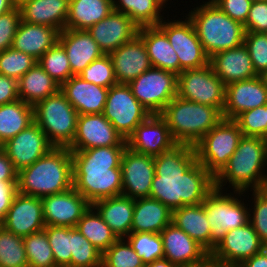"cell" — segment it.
<instances>
[{"label":"cell","instance_id":"cell-1","mask_svg":"<svg viewBox=\"0 0 267 267\" xmlns=\"http://www.w3.org/2000/svg\"><path fill=\"white\" fill-rule=\"evenodd\" d=\"M154 167L149 197L171 211L185 205L202 204L215 188L214 177L197 161L192 145L178 144L154 156Z\"/></svg>","mask_w":267,"mask_h":267},{"label":"cell","instance_id":"cell-2","mask_svg":"<svg viewBox=\"0 0 267 267\" xmlns=\"http://www.w3.org/2000/svg\"><path fill=\"white\" fill-rule=\"evenodd\" d=\"M127 146L71 151L73 187L90 204L122 195L121 158Z\"/></svg>","mask_w":267,"mask_h":267},{"label":"cell","instance_id":"cell-3","mask_svg":"<svg viewBox=\"0 0 267 267\" xmlns=\"http://www.w3.org/2000/svg\"><path fill=\"white\" fill-rule=\"evenodd\" d=\"M73 187V162L66 147H54L18 171L17 192L43 198Z\"/></svg>","mask_w":267,"mask_h":267},{"label":"cell","instance_id":"cell-4","mask_svg":"<svg viewBox=\"0 0 267 267\" xmlns=\"http://www.w3.org/2000/svg\"><path fill=\"white\" fill-rule=\"evenodd\" d=\"M266 165L267 139L243 136L228 163L214 177V186L222 190L229 182L231 184L229 187H233L234 194L240 196L249 190V187H251L250 190L262 189Z\"/></svg>","mask_w":267,"mask_h":267},{"label":"cell","instance_id":"cell-5","mask_svg":"<svg viewBox=\"0 0 267 267\" xmlns=\"http://www.w3.org/2000/svg\"><path fill=\"white\" fill-rule=\"evenodd\" d=\"M193 22L206 55L239 47L244 44L245 28L231 19L211 0L191 10L187 15Z\"/></svg>","mask_w":267,"mask_h":267},{"label":"cell","instance_id":"cell-6","mask_svg":"<svg viewBox=\"0 0 267 267\" xmlns=\"http://www.w3.org/2000/svg\"><path fill=\"white\" fill-rule=\"evenodd\" d=\"M178 144L194 146L222 119L216 108L174 97L159 114Z\"/></svg>","mask_w":267,"mask_h":267},{"label":"cell","instance_id":"cell-7","mask_svg":"<svg viewBox=\"0 0 267 267\" xmlns=\"http://www.w3.org/2000/svg\"><path fill=\"white\" fill-rule=\"evenodd\" d=\"M78 112L59 90L33 106L34 122L54 147L68 148L75 137Z\"/></svg>","mask_w":267,"mask_h":267},{"label":"cell","instance_id":"cell-8","mask_svg":"<svg viewBox=\"0 0 267 267\" xmlns=\"http://www.w3.org/2000/svg\"><path fill=\"white\" fill-rule=\"evenodd\" d=\"M242 137L237 122L223 118L194 145L197 161L215 177L228 163Z\"/></svg>","mask_w":267,"mask_h":267},{"label":"cell","instance_id":"cell-9","mask_svg":"<svg viewBox=\"0 0 267 267\" xmlns=\"http://www.w3.org/2000/svg\"><path fill=\"white\" fill-rule=\"evenodd\" d=\"M223 191L214 188L202 203L211 228L210 253L228 231L249 222L250 212L244 202L236 195L223 194Z\"/></svg>","mask_w":267,"mask_h":267},{"label":"cell","instance_id":"cell-10","mask_svg":"<svg viewBox=\"0 0 267 267\" xmlns=\"http://www.w3.org/2000/svg\"><path fill=\"white\" fill-rule=\"evenodd\" d=\"M177 96L216 107L222 113L225 105V85L209 63L201 68L183 70L178 75Z\"/></svg>","mask_w":267,"mask_h":267},{"label":"cell","instance_id":"cell-11","mask_svg":"<svg viewBox=\"0 0 267 267\" xmlns=\"http://www.w3.org/2000/svg\"><path fill=\"white\" fill-rule=\"evenodd\" d=\"M102 114L124 140L151 115L133 95L128 84H116L109 88Z\"/></svg>","mask_w":267,"mask_h":267},{"label":"cell","instance_id":"cell-12","mask_svg":"<svg viewBox=\"0 0 267 267\" xmlns=\"http://www.w3.org/2000/svg\"><path fill=\"white\" fill-rule=\"evenodd\" d=\"M178 75L151 67L128 85L136 99L150 112L160 114L177 96Z\"/></svg>","mask_w":267,"mask_h":267},{"label":"cell","instance_id":"cell-13","mask_svg":"<svg viewBox=\"0 0 267 267\" xmlns=\"http://www.w3.org/2000/svg\"><path fill=\"white\" fill-rule=\"evenodd\" d=\"M157 26L166 34L178 56L180 73L183 70L197 69L209 64V57L202 48L193 22L189 17H186L185 21H169L168 19V22H165L162 20Z\"/></svg>","mask_w":267,"mask_h":267},{"label":"cell","instance_id":"cell-14","mask_svg":"<svg viewBox=\"0 0 267 267\" xmlns=\"http://www.w3.org/2000/svg\"><path fill=\"white\" fill-rule=\"evenodd\" d=\"M264 248L259 235L248 222L242 227L228 231L211 251L210 259L230 267H238Z\"/></svg>","mask_w":267,"mask_h":267},{"label":"cell","instance_id":"cell-15","mask_svg":"<svg viewBox=\"0 0 267 267\" xmlns=\"http://www.w3.org/2000/svg\"><path fill=\"white\" fill-rule=\"evenodd\" d=\"M120 166L122 195L132 199L149 197L155 175L154 157L134 152L126 147Z\"/></svg>","mask_w":267,"mask_h":267},{"label":"cell","instance_id":"cell-16","mask_svg":"<svg viewBox=\"0 0 267 267\" xmlns=\"http://www.w3.org/2000/svg\"><path fill=\"white\" fill-rule=\"evenodd\" d=\"M102 146H127V144L102 113L79 115L76 134L68 149L80 151Z\"/></svg>","mask_w":267,"mask_h":267},{"label":"cell","instance_id":"cell-17","mask_svg":"<svg viewBox=\"0 0 267 267\" xmlns=\"http://www.w3.org/2000/svg\"><path fill=\"white\" fill-rule=\"evenodd\" d=\"M126 144L134 152L153 157L178 145L172 137L166 121L159 114H151L140 123L127 138Z\"/></svg>","mask_w":267,"mask_h":267},{"label":"cell","instance_id":"cell-18","mask_svg":"<svg viewBox=\"0 0 267 267\" xmlns=\"http://www.w3.org/2000/svg\"><path fill=\"white\" fill-rule=\"evenodd\" d=\"M1 148L6 152L15 169L19 171L33 164L54 146L44 131L33 122L4 143Z\"/></svg>","mask_w":267,"mask_h":267},{"label":"cell","instance_id":"cell-19","mask_svg":"<svg viewBox=\"0 0 267 267\" xmlns=\"http://www.w3.org/2000/svg\"><path fill=\"white\" fill-rule=\"evenodd\" d=\"M45 226L76 227L91 204L74 187L41 198Z\"/></svg>","mask_w":267,"mask_h":267},{"label":"cell","instance_id":"cell-20","mask_svg":"<svg viewBox=\"0 0 267 267\" xmlns=\"http://www.w3.org/2000/svg\"><path fill=\"white\" fill-rule=\"evenodd\" d=\"M22 238L45 228L41 198L17 192L0 224Z\"/></svg>","mask_w":267,"mask_h":267},{"label":"cell","instance_id":"cell-21","mask_svg":"<svg viewBox=\"0 0 267 267\" xmlns=\"http://www.w3.org/2000/svg\"><path fill=\"white\" fill-rule=\"evenodd\" d=\"M165 259L179 267H197L210 258V253L173 223L160 232Z\"/></svg>","mask_w":267,"mask_h":267},{"label":"cell","instance_id":"cell-22","mask_svg":"<svg viewBox=\"0 0 267 267\" xmlns=\"http://www.w3.org/2000/svg\"><path fill=\"white\" fill-rule=\"evenodd\" d=\"M267 104V88L260 75L225 86L222 116L236 119L241 113Z\"/></svg>","mask_w":267,"mask_h":267},{"label":"cell","instance_id":"cell-23","mask_svg":"<svg viewBox=\"0 0 267 267\" xmlns=\"http://www.w3.org/2000/svg\"><path fill=\"white\" fill-rule=\"evenodd\" d=\"M138 30L139 27L128 15L113 10L107 17L95 23L87 31L102 52L109 54L122 44L131 41L138 34Z\"/></svg>","mask_w":267,"mask_h":267},{"label":"cell","instance_id":"cell-24","mask_svg":"<svg viewBox=\"0 0 267 267\" xmlns=\"http://www.w3.org/2000/svg\"><path fill=\"white\" fill-rule=\"evenodd\" d=\"M108 55L118 84H129L152 67L145 45L138 35Z\"/></svg>","mask_w":267,"mask_h":267},{"label":"cell","instance_id":"cell-25","mask_svg":"<svg viewBox=\"0 0 267 267\" xmlns=\"http://www.w3.org/2000/svg\"><path fill=\"white\" fill-rule=\"evenodd\" d=\"M58 42L66 51L73 76L104 55L87 30L64 29L59 32Z\"/></svg>","mask_w":267,"mask_h":267},{"label":"cell","instance_id":"cell-26","mask_svg":"<svg viewBox=\"0 0 267 267\" xmlns=\"http://www.w3.org/2000/svg\"><path fill=\"white\" fill-rule=\"evenodd\" d=\"M109 88L98 86L74 75L60 86V91L79 115L103 113Z\"/></svg>","mask_w":267,"mask_h":267},{"label":"cell","instance_id":"cell-27","mask_svg":"<svg viewBox=\"0 0 267 267\" xmlns=\"http://www.w3.org/2000/svg\"><path fill=\"white\" fill-rule=\"evenodd\" d=\"M209 63L225 86L258 76L244 44L215 53L209 58Z\"/></svg>","mask_w":267,"mask_h":267},{"label":"cell","instance_id":"cell-28","mask_svg":"<svg viewBox=\"0 0 267 267\" xmlns=\"http://www.w3.org/2000/svg\"><path fill=\"white\" fill-rule=\"evenodd\" d=\"M69 6L70 0H27L18 7L22 21L53 27L61 32L65 29Z\"/></svg>","mask_w":267,"mask_h":267},{"label":"cell","instance_id":"cell-29","mask_svg":"<svg viewBox=\"0 0 267 267\" xmlns=\"http://www.w3.org/2000/svg\"><path fill=\"white\" fill-rule=\"evenodd\" d=\"M59 31L53 27L20 21L13 38L12 48L38 60L57 42Z\"/></svg>","mask_w":267,"mask_h":267},{"label":"cell","instance_id":"cell-30","mask_svg":"<svg viewBox=\"0 0 267 267\" xmlns=\"http://www.w3.org/2000/svg\"><path fill=\"white\" fill-rule=\"evenodd\" d=\"M137 35L145 45L152 67L180 74L178 56L158 26L140 27Z\"/></svg>","mask_w":267,"mask_h":267},{"label":"cell","instance_id":"cell-31","mask_svg":"<svg viewBox=\"0 0 267 267\" xmlns=\"http://www.w3.org/2000/svg\"><path fill=\"white\" fill-rule=\"evenodd\" d=\"M135 199L119 195L91 204L118 239L130 234Z\"/></svg>","mask_w":267,"mask_h":267},{"label":"cell","instance_id":"cell-32","mask_svg":"<svg viewBox=\"0 0 267 267\" xmlns=\"http://www.w3.org/2000/svg\"><path fill=\"white\" fill-rule=\"evenodd\" d=\"M172 223V211L160 201L151 198L135 199L130 233H160Z\"/></svg>","mask_w":267,"mask_h":267},{"label":"cell","instance_id":"cell-33","mask_svg":"<svg viewBox=\"0 0 267 267\" xmlns=\"http://www.w3.org/2000/svg\"><path fill=\"white\" fill-rule=\"evenodd\" d=\"M172 223L210 253L211 228L203 204L185 205L173 210Z\"/></svg>","mask_w":267,"mask_h":267},{"label":"cell","instance_id":"cell-34","mask_svg":"<svg viewBox=\"0 0 267 267\" xmlns=\"http://www.w3.org/2000/svg\"><path fill=\"white\" fill-rule=\"evenodd\" d=\"M17 84L19 99L31 106L60 90V85L37 62Z\"/></svg>","mask_w":267,"mask_h":267},{"label":"cell","instance_id":"cell-35","mask_svg":"<svg viewBox=\"0 0 267 267\" xmlns=\"http://www.w3.org/2000/svg\"><path fill=\"white\" fill-rule=\"evenodd\" d=\"M113 10L112 0H70L65 29L88 30Z\"/></svg>","mask_w":267,"mask_h":267},{"label":"cell","instance_id":"cell-36","mask_svg":"<svg viewBox=\"0 0 267 267\" xmlns=\"http://www.w3.org/2000/svg\"><path fill=\"white\" fill-rule=\"evenodd\" d=\"M34 122L33 106L18 99L0 106V145Z\"/></svg>","mask_w":267,"mask_h":267},{"label":"cell","instance_id":"cell-37","mask_svg":"<svg viewBox=\"0 0 267 267\" xmlns=\"http://www.w3.org/2000/svg\"><path fill=\"white\" fill-rule=\"evenodd\" d=\"M76 228L102 254L118 239L92 206L83 214Z\"/></svg>","mask_w":267,"mask_h":267},{"label":"cell","instance_id":"cell-38","mask_svg":"<svg viewBox=\"0 0 267 267\" xmlns=\"http://www.w3.org/2000/svg\"><path fill=\"white\" fill-rule=\"evenodd\" d=\"M112 1L114 10L128 15L139 28L157 26L164 19L160 14L164 7L157 0Z\"/></svg>","mask_w":267,"mask_h":267},{"label":"cell","instance_id":"cell-39","mask_svg":"<svg viewBox=\"0 0 267 267\" xmlns=\"http://www.w3.org/2000/svg\"><path fill=\"white\" fill-rule=\"evenodd\" d=\"M0 267H29L23 238L0 225Z\"/></svg>","mask_w":267,"mask_h":267},{"label":"cell","instance_id":"cell-40","mask_svg":"<svg viewBox=\"0 0 267 267\" xmlns=\"http://www.w3.org/2000/svg\"><path fill=\"white\" fill-rule=\"evenodd\" d=\"M29 267H57L45 230L23 238Z\"/></svg>","mask_w":267,"mask_h":267},{"label":"cell","instance_id":"cell-41","mask_svg":"<svg viewBox=\"0 0 267 267\" xmlns=\"http://www.w3.org/2000/svg\"><path fill=\"white\" fill-rule=\"evenodd\" d=\"M37 63L60 86L73 76L66 51L59 42H57L52 48L47 50L37 60Z\"/></svg>","mask_w":267,"mask_h":267},{"label":"cell","instance_id":"cell-42","mask_svg":"<svg viewBox=\"0 0 267 267\" xmlns=\"http://www.w3.org/2000/svg\"><path fill=\"white\" fill-rule=\"evenodd\" d=\"M57 267H71L72 227L45 226L44 228Z\"/></svg>","mask_w":267,"mask_h":267},{"label":"cell","instance_id":"cell-43","mask_svg":"<svg viewBox=\"0 0 267 267\" xmlns=\"http://www.w3.org/2000/svg\"><path fill=\"white\" fill-rule=\"evenodd\" d=\"M71 267H102V253L72 227Z\"/></svg>","mask_w":267,"mask_h":267},{"label":"cell","instance_id":"cell-44","mask_svg":"<svg viewBox=\"0 0 267 267\" xmlns=\"http://www.w3.org/2000/svg\"><path fill=\"white\" fill-rule=\"evenodd\" d=\"M126 239L137 255L142 258L144 264L164 257L163 242L160 233H130Z\"/></svg>","mask_w":267,"mask_h":267},{"label":"cell","instance_id":"cell-45","mask_svg":"<svg viewBox=\"0 0 267 267\" xmlns=\"http://www.w3.org/2000/svg\"><path fill=\"white\" fill-rule=\"evenodd\" d=\"M135 250L125 238L117 239L103 254L102 267H144Z\"/></svg>","mask_w":267,"mask_h":267},{"label":"cell","instance_id":"cell-46","mask_svg":"<svg viewBox=\"0 0 267 267\" xmlns=\"http://www.w3.org/2000/svg\"><path fill=\"white\" fill-rule=\"evenodd\" d=\"M36 62L31 55L11 47L0 52V74L18 81Z\"/></svg>","mask_w":267,"mask_h":267},{"label":"cell","instance_id":"cell-47","mask_svg":"<svg viewBox=\"0 0 267 267\" xmlns=\"http://www.w3.org/2000/svg\"><path fill=\"white\" fill-rule=\"evenodd\" d=\"M78 76L101 87L110 88L118 84L112 60L108 54H104L99 59L91 62Z\"/></svg>","mask_w":267,"mask_h":267},{"label":"cell","instance_id":"cell-48","mask_svg":"<svg viewBox=\"0 0 267 267\" xmlns=\"http://www.w3.org/2000/svg\"><path fill=\"white\" fill-rule=\"evenodd\" d=\"M235 121L243 136L267 139L266 105L241 113Z\"/></svg>","mask_w":267,"mask_h":267},{"label":"cell","instance_id":"cell-49","mask_svg":"<svg viewBox=\"0 0 267 267\" xmlns=\"http://www.w3.org/2000/svg\"><path fill=\"white\" fill-rule=\"evenodd\" d=\"M244 45L248 49L256 74L261 75L267 70V33L246 32Z\"/></svg>","mask_w":267,"mask_h":267},{"label":"cell","instance_id":"cell-50","mask_svg":"<svg viewBox=\"0 0 267 267\" xmlns=\"http://www.w3.org/2000/svg\"><path fill=\"white\" fill-rule=\"evenodd\" d=\"M254 207L249 211V222L259 235L261 243L267 247V191L263 189L253 190Z\"/></svg>","mask_w":267,"mask_h":267},{"label":"cell","instance_id":"cell-51","mask_svg":"<svg viewBox=\"0 0 267 267\" xmlns=\"http://www.w3.org/2000/svg\"><path fill=\"white\" fill-rule=\"evenodd\" d=\"M20 21L21 13L18 6L0 15V52L11 48Z\"/></svg>","mask_w":267,"mask_h":267},{"label":"cell","instance_id":"cell-52","mask_svg":"<svg viewBox=\"0 0 267 267\" xmlns=\"http://www.w3.org/2000/svg\"><path fill=\"white\" fill-rule=\"evenodd\" d=\"M244 28L246 32L267 33V0L252 3Z\"/></svg>","mask_w":267,"mask_h":267},{"label":"cell","instance_id":"cell-53","mask_svg":"<svg viewBox=\"0 0 267 267\" xmlns=\"http://www.w3.org/2000/svg\"><path fill=\"white\" fill-rule=\"evenodd\" d=\"M221 11L228 15L231 19L242 23H246L249 10L252 5L250 0H211Z\"/></svg>","mask_w":267,"mask_h":267},{"label":"cell","instance_id":"cell-54","mask_svg":"<svg viewBox=\"0 0 267 267\" xmlns=\"http://www.w3.org/2000/svg\"><path fill=\"white\" fill-rule=\"evenodd\" d=\"M17 194V181L0 180V224L11 207L14 196Z\"/></svg>","mask_w":267,"mask_h":267},{"label":"cell","instance_id":"cell-55","mask_svg":"<svg viewBox=\"0 0 267 267\" xmlns=\"http://www.w3.org/2000/svg\"><path fill=\"white\" fill-rule=\"evenodd\" d=\"M18 99L17 80L0 74V106Z\"/></svg>","mask_w":267,"mask_h":267},{"label":"cell","instance_id":"cell-56","mask_svg":"<svg viewBox=\"0 0 267 267\" xmlns=\"http://www.w3.org/2000/svg\"><path fill=\"white\" fill-rule=\"evenodd\" d=\"M18 171L8 158L6 152L0 149V180L1 181H17Z\"/></svg>","mask_w":267,"mask_h":267},{"label":"cell","instance_id":"cell-57","mask_svg":"<svg viewBox=\"0 0 267 267\" xmlns=\"http://www.w3.org/2000/svg\"><path fill=\"white\" fill-rule=\"evenodd\" d=\"M238 267H267V247L245 260Z\"/></svg>","mask_w":267,"mask_h":267},{"label":"cell","instance_id":"cell-58","mask_svg":"<svg viewBox=\"0 0 267 267\" xmlns=\"http://www.w3.org/2000/svg\"><path fill=\"white\" fill-rule=\"evenodd\" d=\"M144 267H179L175 263L170 262L169 260L162 258L155 260L151 263L145 264Z\"/></svg>","mask_w":267,"mask_h":267},{"label":"cell","instance_id":"cell-59","mask_svg":"<svg viewBox=\"0 0 267 267\" xmlns=\"http://www.w3.org/2000/svg\"><path fill=\"white\" fill-rule=\"evenodd\" d=\"M14 0H0V15L15 8Z\"/></svg>","mask_w":267,"mask_h":267},{"label":"cell","instance_id":"cell-60","mask_svg":"<svg viewBox=\"0 0 267 267\" xmlns=\"http://www.w3.org/2000/svg\"><path fill=\"white\" fill-rule=\"evenodd\" d=\"M197 267H230V266L215 262L209 258L205 263L198 265Z\"/></svg>","mask_w":267,"mask_h":267},{"label":"cell","instance_id":"cell-61","mask_svg":"<svg viewBox=\"0 0 267 267\" xmlns=\"http://www.w3.org/2000/svg\"><path fill=\"white\" fill-rule=\"evenodd\" d=\"M262 81L264 82V85L266 86L267 88V70L264 71L261 75H260Z\"/></svg>","mask_w":267,"mask_h":267},{"label":"cell","instance_id":"cell-62","mask_svg":"<svg viewBox=\"0 0 267 267\" xmlns=\"http://www.w3.org/2000/svg\"><path fill=\"white\" fill-rule=\"evenodd\" d=\"M262 189L267 191V174H265V181H264Z\"/></svg>","mask_w":267,"mask_h":267},{"label":"cell","instance_id":"cell-63","mask_svg":"<svg viewBox=\"0 0 267 267\" xmlns=\"http://www.w3.org/2000/svg\"><path fill=\"white\" fill-rule=\"evenodd\" d=\"M25 1H27V0H14L16 6H19L20 4H22Z\"/></svg>","mask_w":267,"mask_h":267},{"label":"cell","instance_id":"cell-64","mask_svg":"<svg viewBox=\"0 0 267 267\" xmlns=\"http://www.w3.org/2000/svg\"><path fill=\"white\" fill-rule=\"evenodd\" d=\"M163 7H165L164 5L166 4L167 1L169 0H157ZM165 3V4H164Z\"/></svg>","mask_w":267,"mask_h":267},{"label":"cell","instance_id":"cell-65","mask_svg":"<svg viewBox=\"0 0 267 267\" xmlns=\"http://www.w3.org/2000/svg\"><path fill=\"white\" fill-rule=\"evenodd\" d=\"M252 2H256V1H265V0H250Z\"/></svg>","mask_w":267,"mask_h":267},{"label":"cell","instance_id":"cell-66","mask_svg":"<svg viewBox=\"0 0 267 267\" xmlns=\"http://www.w3.org/2000/svg\"><path fill=\"white\" fill-rule=\"evenodd\" d=\"M266 122H267V104H266Z\"/></svg>","mask_w":267,"mask_h":267}]
</instances>
